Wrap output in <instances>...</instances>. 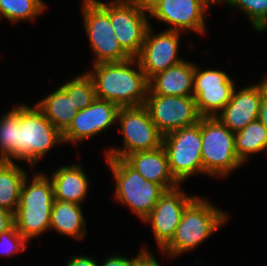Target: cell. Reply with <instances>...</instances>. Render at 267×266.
<instances>
[{
    "label": "cell",
    "instance_id": "obj_1",
    "mask_svg": "<svg viewBox=\"0 0 267 266\" xmlns=\"http://www.w3.org/2000/svg\"><path fill=\"white\" fill-rule=\"evenodd\" d=\"M134 66L137 68L134 69ZM93 80L98 99L111 101L119 107L143 106L149 90V80L137 58L121 62L93 65L87 71Z\"/></svg>",
    "mask_w": 267,
    "mask_h": 266
},
{
    "label": "cell",
    "instance_id": "obj_2",
    "mask_svg": "<svg viewBox=\"0 0 267 266\" xmlns=\"http://www.w3.org/2000/svg\"><path fill=\"white\" fill-rule=\"evenodd\" d=\"M228 213L196 197L184 210L171 241L160 251L172 259L197 248L229 220Z\"/></svg>",
    "mask_w": 267,
    "mask_h": 266
},
{
    "label": "cell",
    "instance_id": "obj_3",
    "mask_svg": "<svg viewBox=\"0 0 267 266\" xmlns=\"http://www.w3.org/2000/svg\"><path fill=\"white\" fill-rule=\"evenodd\" d=\"M28 179L27 176L23 182L20 202L14 213V226L27 241L50 231V217L55 201L48 175L35 173L31 181Z\"/></svg>",
    "mask_w": 267,
    "mask_h": 266
},
{
    "label": "cell",
    "instance_id": "obj_4",
    "mask_svg": "<svg viewBox=\"0 0 267 266\" xmlns=\"http://www.w3.org/2000/svg\"><path fill=\"white\" fill-rule=\"evenodd\" d=\"M57 144H64L62 133L37 107L20 104V126L18 127L17 160L30 167Z\"/></svg>",
    "mask_w": 267,
    "mask_h": 266
},
{
    "label": "cell",
    "instance_id": "obj_5",
    "mask_svg": "<svg viewBox=\"0 0 267 266\" xmlns=\"http://www.w3.org/2000/svg\"><path fill=\"white\" fill-rule=\"evenodd\" d=\"M116 181L115 198L143 221L166 191L160 184L146 180L123 158H105Z\"/></svg>",
    "mask_w": 267,
    "mask_h": 266
},
{
    "label": "cell",
    "instance_id": "obj_6",
    "mask_svg": "<svg viewBox=\"0 0 267 266\" xmlns=\"http://www.w3.org/2000/svg\"><path fill=\"white\" fill-rule=\"evenodd\" d=\"M235 133L217 117H201V155L203 173L209 177H227L243 163L235 152ZM231 172V173H230Z\"/></svg>",
    "mask_w": 267,
    "mask_h": 266
},
{
    "label": "cell",
    "instance_id": "obj_7",
    "mask_svg": "<svg viewBox=\"0 0 267 266\" xmlns=\"http://www.w3.org/2000/svg\"><path fill=\"white\" fill-rule=\"evenodd\" d=\"M84 28L95 60L93 65L121 62L131 56L121 47L110 22V3L100 0H83Z\"/></svg>",
    "mask_w": 267,
    "mask_h": 266
},
{
    "label": "cell",
    "instance_id": "obj_8",
    "mask_svg": "<svg viewBox=\"0 0 267 266\" xmlns=\"http://www.w3.org/2000/svg\"><path fill=\"white\" fill-rule=\"evenodd\" d=\"M123 135L121 148L112 147L104 153L105 158H125L138 151H152L163 144V135L151 120L148 109L143 106L120 107L117 116Z\"/></svg>",
    "mask_w": 267,
    "mask_h": 266
},
{
    "label": "cell",
    "instance_id": "obj_9",
    "mask_svg": "<svg viewBox=\"0 0 267 266\" xmlns=\"http://www.w3.org/2000/svg\"><path fill=\"white\" fill-rule=\"evenodd\" d=\"M169 169L181 185L193 174L203 173L201 155V118L195 125L183 127L163 136Z\"/></svg>",
    "mask_w": 267,
    "mask_h": 266
},
{
    "label": "cell",
    "instance_id": "obj_10",
    "mask_svg": "<svg viewBox=\"0 0 267 266\" xmlns=\"http://www.w3.org/2000/svg\"><path fill=\"white\" fill-rule=\"evenodd\" d=\"M214 4L218 5V0H153L149 18L168 24L166 30H191L202 36L207 30L205 13Z\"/></svg>",
    "mask_w": 267,
    "mask_h": 266
},
{
    "label": "cell",
    "instance_id": "obj_11",
    "mask_svg": "<svg viewBox=\"0 0 267 266\" xmlns=\"http://www.w3.org/2000/svg\"><path fill=\"white\" fill-rule=\"evenodd\" d=\"M144 106L163 136L195 125L201 118L193 96L156 95L148 90Z\"/></svg>",
    "mask_w": 267,
    "mask_h": 266
},
{
    "label": "cell",
    "instance_id": "obj_12",
    "mask_svg": "<svg viewBox=\"0 0 267 266\" xmlns=\"http://www.w3.org/2000/svg\"><path fill=\"white\" fill-rule=\"evenodd\" d=\"M235 87L234 80L226 72L200 70L195 64L193 97L201 117H216L231 100Z\"/></svg>",
    "mask_w": 267,
    "mask_h": 266
},
{
    "label": "cell",
    "instance_id": "obj_13",
    "mask_svg": "<svg viewBox=\"0 0 267 266\" xmlns=\"http://www.w3.org/2000/svg\"><path fill=\"white\" fill-rule=\"evenodd\" d=\"M180 189L179 185L166 190L150 214L142 221L152 227L159 251L171 241L185 208L197 197L185 194Z\"/></svg>",
    "mask_w": 267,
    "mask_h": 266
},
{
    "label": "cell",
    "instance_id": "obj_14",
    "mask_svg": "<svg viewBox=\"0 0 267 266\" xmlns=\"http://www.w3.org/2000/svg\"><path fill=\"white\" fill-rule=\"evenodd\" d=\"M153 31L150 25L136 57L148 80L184 60L179 57L181 32L165 29L155 34Z\"/></svg>",
    "mask_w": 267,
    "mask_h": 266
},
{
    "label": "cell",
    "instance_id": "obj_15",
    "mask_svg": "<svg viewBox=\"0 0 267 266\" xmlns=\"http://www.w3.org/2000/svg\"><path fill=\"white\" fill-rule=\"evenodd\" d=\"M120 107L111 101L96 99L81 109L62 133L63 142L77 144L102 133L117 122Z\"/></svg>",
    "mask_w": 267,
    "mask_h": 266
},
{
    "label": "cell",
    "instance_id": "obj_16",
    "mask_svg": "<svg viewBox=\"0 0 267 266\" xmlns=\"http://www.w3.org/2000/svg\"><path fill=\"white\" fill-rule=\"evenodd\" d=\"M110 22L121 47L136 58L151 24L149 12L137 6L110 3Z\"/></svg>",
    "mask_w": 267,
    "mask_h": 266
},
{
    "label": "cell",
    "instance_id": "obj_17",
    "mask_svg": "<svg viewBox=\"0 0 267 266\" xmlns=\"http://www.w3.org/2000/svg\"><path fill=\"white\" fill-rule=\"evenodd\" d=\"M267 89V76L260 83L237 89L231 100L216 116L233 133L258 119L263 92Z\"/></svg>",
    "mask_w": 267,
    "mask_h": 266
},
{
    "label": "cell",
    "instance_id": "obj_18",
    "mask_svg": "<svg viewBox=\"0 0 267 266\" xmlns=\"http://www.w3.org/2000/svg\"><path fill=\"white\" fill-rule=\"evenodd\" d=\"M124 160L146 180L160 184L165 190L180 185L170 172L168 156L163 146L152 151L131 153Z\"/></svg>",
    "mask_w": 267,
    "mask_h": 266
},
{
    "label": "cell",
    "instance_id": "obj_19",
    "mask_svg": "<svg viewBox=\"0 0 267 266\" xmlns=\"http://www.w3.org/2000/svg\"><path fill=\"white\" fill-rule=\"evenodd\" d=\"M80 164L64 165L49 177L53 186L54 199L78 205L84 202L90 181Z\"/></svg>",
    "mask_w": 267,
    "mask_h": 266
},
{
    "label": "cell",
    "instance_id": "obj_20",
    "mask_svg": "<svg viewBox=\"0 0 267 266\" xmlns=\"http://www.w3.org/2000/svg\"><path fill=\"white\" fill-rule=\"evenodd\" d=\"M195 64L185 59L149 80V90L156 95L193 96Z\"/></svg>",
    "mask_w": 267,
    "mask_h": 266
},
{
    "label": "cell",
    "instance_id": "obj_21",
    "mask_svg": "<svg viewBox=\"0 0 267 266\" xmlns=\"http://www.w3.org/2000/svg\"><path fill=\"white\" fill-rule=\"evenodd\" d=\"M82 205L55 200L50 217V230L60 235L69 236L77 241L86 237V220L82 212Z\"/></svg>",
    "mask_w": 267,
    "mask_h": 266
},
{
    "label": "cell",
    "instance_id": "obj_22",
    "mask_svg": "<svg viewBox=\"0 0 267 266\" xmlns=\"http://www.w3.org/2000/svg\"><path fill=\"white\" fill-rule=\"evenodd\" d=\"M35 104L61 133L69 127L79 111L61 87Z\"/></svg>",
    "mask_w": 267,
    "mask_h": 266
},
{
    "label": "cell",
    "instance_id": "obj_23",
    "mask_svg": "<svg viewBox=\"0 0 267 266\" xmlns=\"http://www.w3.org/2000/svg\"><path fill=\"white\" fill-rule=\"evenodd\" d=\"M27 173L16 162L0 161V208L15 213Z\"/></svg>",
    "mask_w": 267,
    "mask_h": 266
},
{
    "label": "cell",
    "instance_id": "obj_24",
    "mask_svg": "<svg viewBox=\"0 0 267 266\" xmlns=\"http://www.w3.org/2000/svg\"><path fill=\"white\" fill-rule=\"evenodd\" d=\"M234 144L236 155L244 164L255 153H267V129L259 119L254 120L235 133Z\"/></svg>",
    "mask_w": 267,
    "mask_h": 266
},
{
    "label": "cell",
    "instance_id": "obj_25",
    "mask_svg": "<svg viewBox=\"0 0 267 266\" xmlns=\"http://www.w3.org/2000/svg\"><path fill=\"white\" fill-rule=\"evenodd\" d=\"M15 105L0 118V161L15 162L17 160L20 104Z\"/></svg>",
    "mask_w": 267,
    "mask_h": 266
},
{
    "label": "cell",
    "instance_id": "obj_26",
    "mask_svg": "<svg viewBox=\"0 0 267 266\" xmlns=\"http://www.w3.org/2000/svg\"><path fill=\"white\" fill-rule=\"evenodd\" d=\"M46 8L42 0H0V18L3 16L12 23L35 21Z\"/></svg>",
    "mask_w": 267,
    "mask_h": 266
},
{
    "label": "cell",
    "instance_id": "obj_27",
    "mask_svg": "<svg viewBox=\"0 0 267 266\" xmlns=\"http://www.w3.org/2000/svg\"><path fill=\"white\" fill-rule=\"evenodd\" d=\"M61 88L66 92L78 110L88 107L97 99L93 80L87 72L63 83Z\"/></svg>",
    "mask_w": 267,
    "mask_h": 266
},
{
    "label": "cell",
    "instance_id": "obj_28",
    "mask_svg": "<svg viewBox=\"0 0 267 266\" xmlns=\"http://www.w3.org/2000/svg\"><path fill=\"white\" fill-rule=\"evenodd\" d=\"M219 3H226L246 13L257 33H264L267 30V0H218Z\"/></svg>",
    "mask_w": 267,
    "mask_h": 266
},
{
    "label": "cell",
    "instance_id": "obj_29",
    "mask_svg": "<svg viewBox=\"0 0 267 266\" xmlns=\"http://www.w3.org/2000/svg\"><path fill=\"white\" fill-rule=\"evenodd\" d=\"M27 242L13 225L9 230L0 234V255L10 257L19 251L24 252Z\"/></svg>",
    "mask_w": 267,
    "mask_h": 266
},
{
    "label": "cell",
    "instance_id": "obj_30",
    "mask_svg": "<svg viewBox=\"0 0 267 266\" xmlns=\"http://www.w3.org/2000/svg\"><path fill=\"white\" fill-rule=\"evenodd\" d=\"M147 254H151V251L142 247L134 258L130 259L121 254H114L106 258L101 265L98 262V266H136Z\"/></svg>",
    "mask_w": 267,
    "mask_h": 266
},
{
    "label": "cell",
    "instance_id": "obj_31",
    "mask_svg": "<svg viewBox=\"0 0 267 266\" xmlns=\"http://www.w3.org/2000/svg\"><path fill=\"white\" fill-rule=\"evenodd\" d=\"M65 266H98V261L85 255H73L66 261Z\"/></svg>",
    "mask_w": 267,
    "mask_h": 266
},
{
    "label": "cell",
    "instance_id": "obj_32",
    "mask_svg": "<svg viewBox=\"0 0 267 266\" xmlns=\"http://www.w3.org/2000/svg\"><path fill=\"white\" fill-rule=\"evenodd\" d=\"M14 225V214L10 211L0 208V234L9 230Z\"/></svg>",
    "mask_w": 267,
    "mask_h": 266
},
{
    "label": "cell",
    "instance_id": "obj_33",
    "mask_svg": "<svg viewBox=\"0 0 267 266\" xmlns=\"http://www.w3.org/2000/svg\"><path fill=\"white\" fill-rule=\"evenodd\" d=\"M153 0H110L108 3L127 5V6H137L146 11H149L152 6Z\"/></svg>",
    "mask_w": 267,
    "mask_h": 266
},
{
    "label": "cell",
    "instance_id": "obj_34",
    "mask_svg": "<svg viewBox=\"0 0 267 266\" xmlns=\"http://www.w3.org/2000/svg\"><path fill=\"white\" fill-rule=\"evenodd\" d=\"M258 119L267 129V89L263 92Z\"/></svg>",
    "mask_w": 267,
    "mask_h": 266
},
{
    "label": "cell",
    "instance_id": "obj_35",
    "mask_svg": "<svg viewBox=\"0 0 267 266\" xmlns=\"http://www.w3.org/2000/svg\"><path fill=\"white\" fill-rule=\"evenodd\" d=\"M152 255L153 253L147 254L136 266H161Z\"/></svg>",
    "mask_w": 267,
    "mask_h": 266
}]
</instances>
